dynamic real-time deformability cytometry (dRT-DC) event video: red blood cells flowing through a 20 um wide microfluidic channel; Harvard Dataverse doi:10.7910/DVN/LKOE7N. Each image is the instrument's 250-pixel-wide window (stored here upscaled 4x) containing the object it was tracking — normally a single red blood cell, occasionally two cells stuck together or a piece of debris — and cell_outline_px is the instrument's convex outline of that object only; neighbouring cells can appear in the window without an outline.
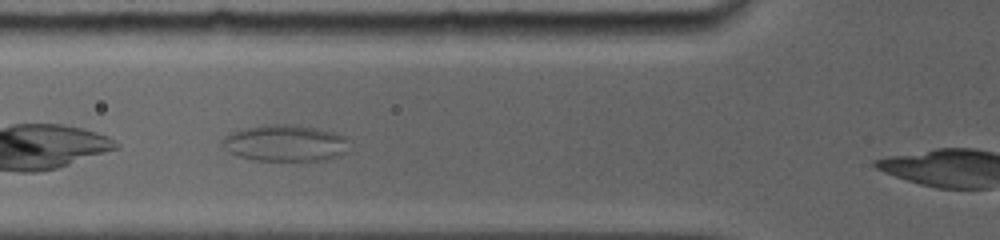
{"species": "common noctule bat (a hibernating species)", "species_latin": "Nyctalus noctula", "temperature_condition": "room temperature", "stored_images_in_passage": 17, "camera_frame_rate_fps": 5000, "um_per_image_px": 0.085, "animal": {"sex": "female", "body_mass_g": 19.0, "forearm_length_mm": 56.7}, "frame": {"image": 1, "passage_image": 4, "time_ms": 1.2, "image_size_px": [1000, 240], "cell_outline_px": [[348, 140], [344, 152], [340, 156], [324, 160], [252, 160], [228, 152], [224, 148], [224, 136], [228, 132], [244, 128], [264, 124], [300, 124], [320, 128], [348, 136]], "centroid_in_image_um": [24.25, 12.13], "position_along_channel_um": 101.6, "area_um2": 27.28}}
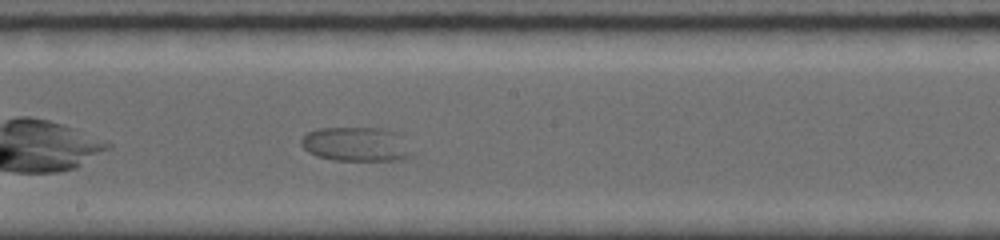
{"frame": {"image": 2, "passage_image": 11, "time_ms": 4.4, "image_size_px": [1000, 240], "cell_outline_px": [[416, 152], [408, 156], [396, 160], [332, 160], [316, 156], [308, 152], [300, 144], [300, 140], [308, 132], [316, 128], [384, 128], [396, 132]], "centroid_in_image_um": [30.27, 12.25], "position_along_channel_um": 217.9, "area_um2": 22.25}}
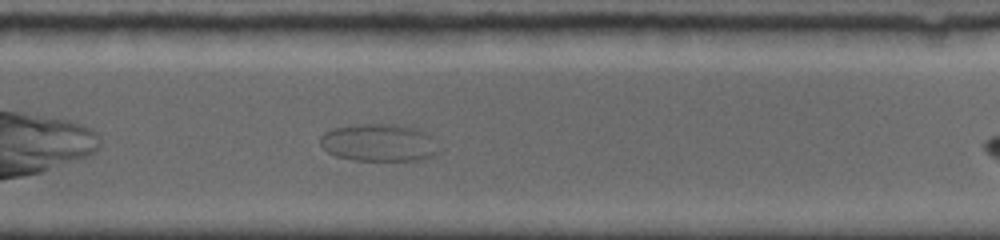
{"frame": {"image": 3, "passage_image": 16, "time_ms": 6.6, "image_size_px": [1000, 240], "cell_outline_px": [[440, 152], [424, 160], [352, 160], [336, 156], [328, 152], [320, 144], [320, 136], [324, 132], [332, 128], [360, 124], [400, 124], [416, 128], [432, 136]], "centroid_in_image_um": [32.22, 12.12], "position_along_channel_um": 297.6, "area_um2": 26.13}}